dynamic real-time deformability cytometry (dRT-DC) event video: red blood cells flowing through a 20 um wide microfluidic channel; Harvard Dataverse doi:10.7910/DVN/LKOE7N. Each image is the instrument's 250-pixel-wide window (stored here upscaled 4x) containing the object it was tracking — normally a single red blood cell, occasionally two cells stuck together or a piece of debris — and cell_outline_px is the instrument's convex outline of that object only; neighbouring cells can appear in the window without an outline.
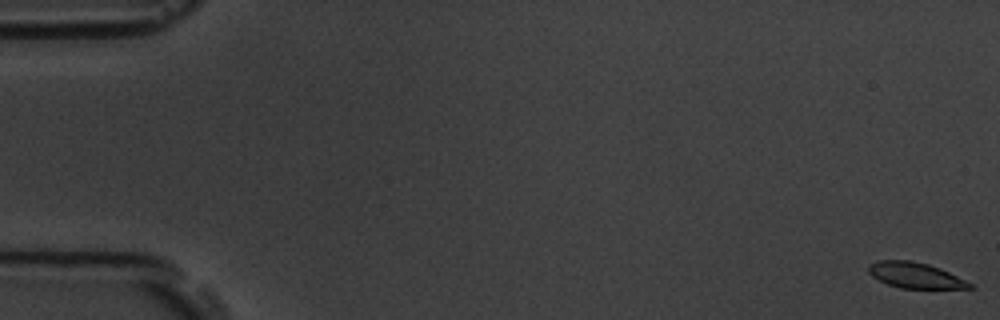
{"species": "common noctule bat (a hibernating species)", "species_latin": "Nyctalus noctula", "temperature_condition": "room temperature", "stored_images_in_passage": 5, "camera_frame_rate_fps": 3000, "um_per_image_px": 0.085, "animal": {"sex": "male", "body_mass_g": 19.5, "forearm_length_mm": 54.6}, "frame": {"image": 1, "passage_image": 1, "time_ms": 0.0, "image_size_px": [1000, 320], "cell_outline_px": [[976, 288], [900, 288], [888, 284], [872, 276], [868, 272], [868, 264], [880, 260], [908, 260], [928, 264], [940, 268], [972, 284]], "centroid_in_image_um": [77.77, 23.39], "position_along_channel_um": 7.2, "area_um2": 14.91}}
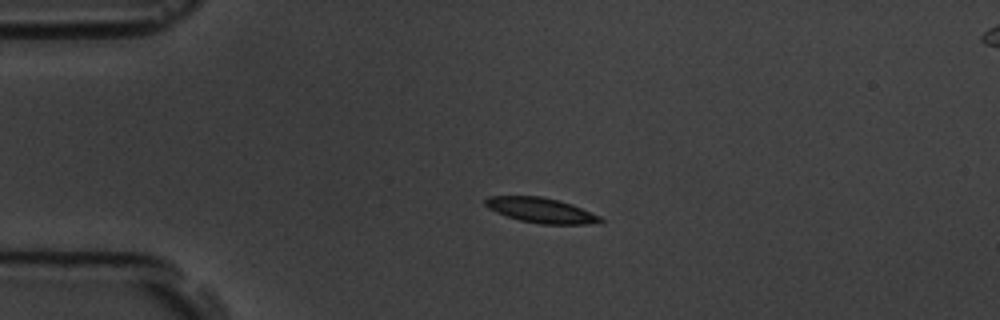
{"frame": {"image": 2, "passage_image": 4, "time_ms": 4.333, "image_size_px": [1000, 320], "cell_outline_px": [[604, 220], [584, 224], [540, 224], [520, 220], [496, 212], [488, 208], [484, 204], [484, 200], [488, 196], [540, 196], [560, 200], [572, 204], [600, 216]], "centroid_in_image_um": [45.94, 17.86], "position_along_channel_um": 39.1, "area_um2": 16.65}}